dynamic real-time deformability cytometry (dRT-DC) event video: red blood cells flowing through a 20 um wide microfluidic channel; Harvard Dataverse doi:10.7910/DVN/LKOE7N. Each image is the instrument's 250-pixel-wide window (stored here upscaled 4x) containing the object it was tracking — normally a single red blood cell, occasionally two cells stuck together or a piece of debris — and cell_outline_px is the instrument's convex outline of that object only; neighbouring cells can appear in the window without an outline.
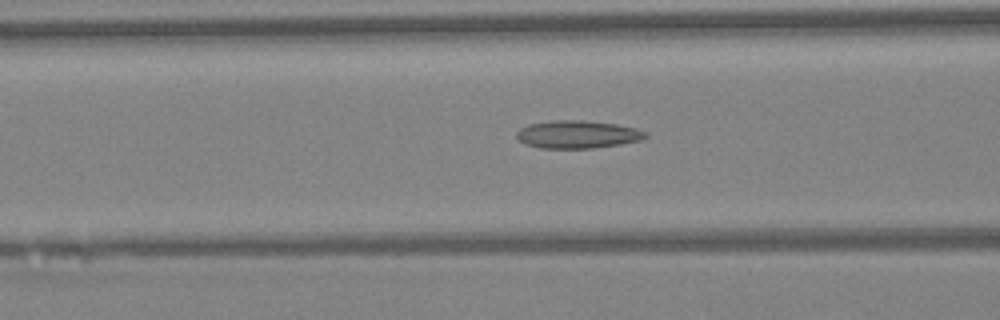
{"species": "Egyptian fruit bat (a non-hibernating species)", "species_latin": "Rousettus aegyptiacus", "temperature_condition": "warm", "stored_images_in_passage": 30, "camera_frame_rate_fps": 3000, "um_per_image_px": 0.085, "animal": {"sex": "female"}, "frame": {"image": 1, "passage_image": 6, "time_ms": 1.667, "image_size_px": [1000, 320], "cell_outline_px": [[648, 136], [640, 140], [620, 144], [592, 148], [540, 148], [524, 144], [516, 136], [516, 132], [520, 128], [528, 124], [552, 120], [580, 120], [616, 124], [636, 128], [648, 132]], "centroid_in_image_um": [49.08, 11.42], "position_along_channel_um": 117.5, "area_um2": 20.92}}
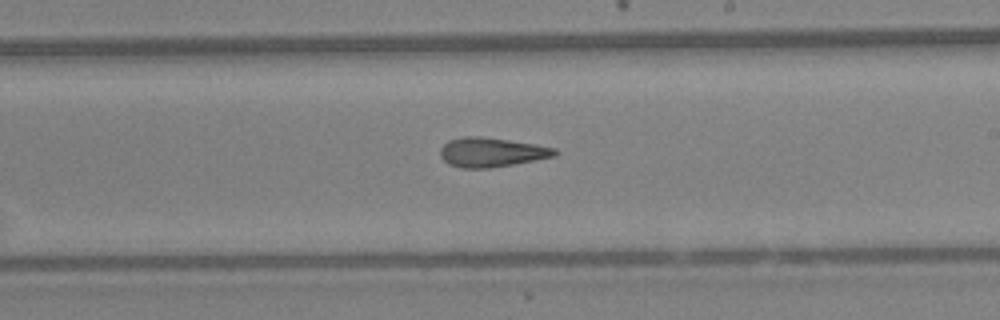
{"frame": {"image": 2, "passage_image": 15, "time_ms": 4.667, "image_size_px": [1000, 320], "cell_outline_px": [[560, 152], [556, 156], [512, 164], [488, 168], [460, 168], [448, 164], [440, 156], [440, 148], [448, 140], [464, 136], [480, 136], [536, 144], [556, 148]], "centroid_in_image_um": [41.77, 12.94], "position_along_channel_um": 247.2, "area_um2": 19.65}}
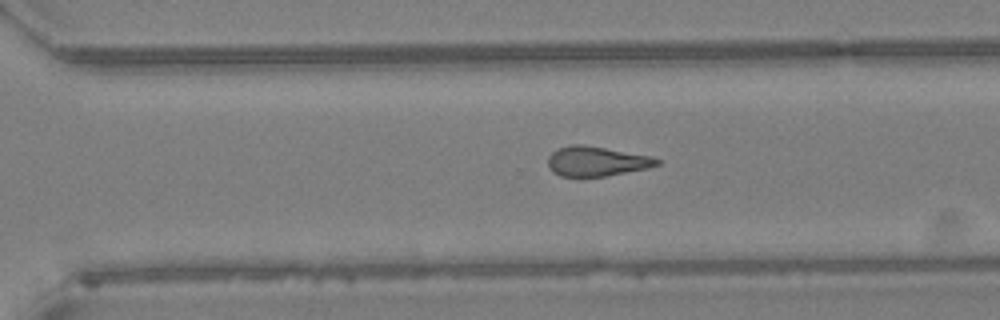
{"frame": {"image": 3, "passage_image": 20, "time_ms": 6.333, "image_size_px": [1000, 320], "cell_outline_px": [[660, 164], [648, 168], [604, 176], [580, 180], [560, 176], [552, 172], [548, 164], [548, 156], [556, 148], [568, 144], [584, 144], [652, 156], [660, 160]], "centroid_in_image_um": [50.64, 13.73], "position_along_channel_um": 320.0, "area_um2": 19.65}, "authors_computed_cell_mechanics": {"area_um2": 19.652, "velocity_mm_per_s": 4.3546, "shape_relaxation_time_tau1_ms": null, "shape_relaxation_time_tau2_ms": 4.4945, "deformation_change_tau1": null, "deformation_change_tau2": 0.159}}